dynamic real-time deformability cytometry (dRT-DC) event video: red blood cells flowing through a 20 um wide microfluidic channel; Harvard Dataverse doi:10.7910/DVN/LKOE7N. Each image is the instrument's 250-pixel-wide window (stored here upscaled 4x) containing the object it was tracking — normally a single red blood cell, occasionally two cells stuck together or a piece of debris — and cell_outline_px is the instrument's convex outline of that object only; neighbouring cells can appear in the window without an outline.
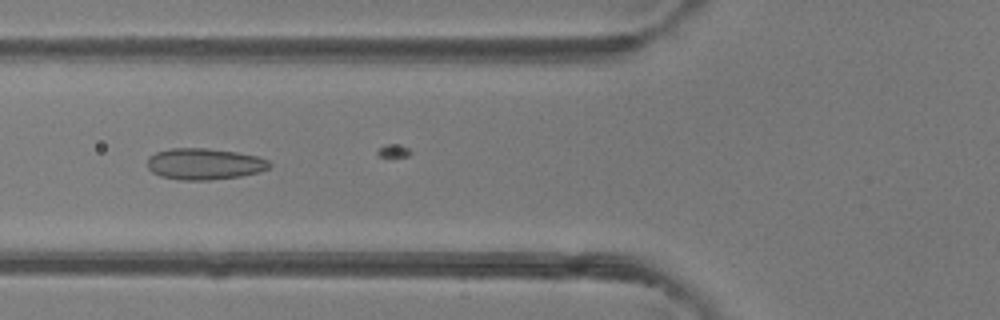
{"species": "common noctule bat (a hibernating species)", "species_latin": "Nyctalus noctula", "temperature_condition": "room temperature", "stored_images_in_passage": 23, "camera_frame_rate_fps": 3000, "um_per_image_px": 0.085, "animal": {"sex": "female"}, "frame": {"image": 1, "passage_image": 20, "time_ms": 6.333, "image_size_px": [1000, 320], "cell_outline_px": [[272, 164], [268, 168], [260, 172], [240, 176], [208, 180], [180, 180], [160, 176], [152, 172], [148, 168], [148, 156], [156, 152], [172, 148], [208, 148], [236, 152], [256, 156], [268, 160]], "centroid_in_image_um": [17.36, 13.93], "position_along_channel_um": 108.4, "area_um2": 22.31}}